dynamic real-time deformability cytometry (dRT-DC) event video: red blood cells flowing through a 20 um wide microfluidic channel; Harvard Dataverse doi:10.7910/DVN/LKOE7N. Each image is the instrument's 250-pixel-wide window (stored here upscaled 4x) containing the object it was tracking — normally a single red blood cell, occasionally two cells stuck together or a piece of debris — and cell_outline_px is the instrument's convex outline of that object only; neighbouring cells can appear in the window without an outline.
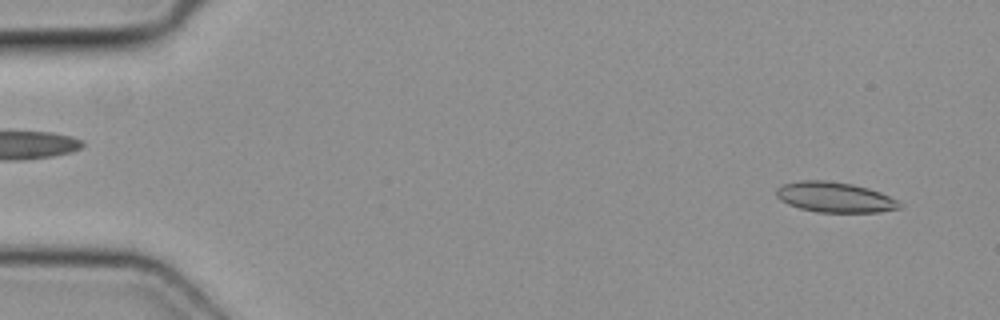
{"species": "common noctule bat (a hibernating species)", "species_latin": "Nyctalus noctula", "temperature_condition": "cold", "stored_images_in_passage": 45, "camera_frame_rate_fps": 3000, "um_per_image_px": 0.085, "animal": {"sex": "female", "body_mass_g": 19.3, "forearm_length_mm": 54.1}, "frame": {"image": 1, "passage_image": 3, "time_ms": 0.667, "image_size_px": [1000, 320], "cell_outline_px": [[904, 204], [900, 208], [880, 212], [816, 212], [800, 208], [788, 204], [780, 200], [776, 196], [776, 188], [784, 184], [800, 180], [828, 180], [852, 184], [868, 188], [880, 192]], "centroid_in_image_um": [70.95, 16.76], "position_along_channel_um": 14.1, "area_um2": 21.79}}
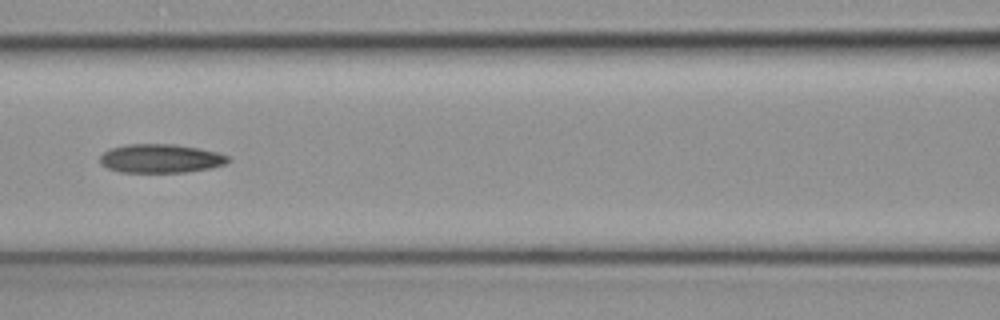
{"frame": {"image": 2, "passage_image": 22, "time_ms": 7.0, "image_size_px": [1000, 320], "cell_outline_px": [[232, 160], [224, 164], [212, 168], [184, 172], [120, 172], [108, 168], [100, 164], [100, 156], [104, 152], [112, 148], [128, 144], [172, 144], [196, 148], [216, 152], [228, 156]], "centroid_in_image_um": [13.65, 13.48], "position_along_channel_um": 152.9, "area_um2": 21.33}}
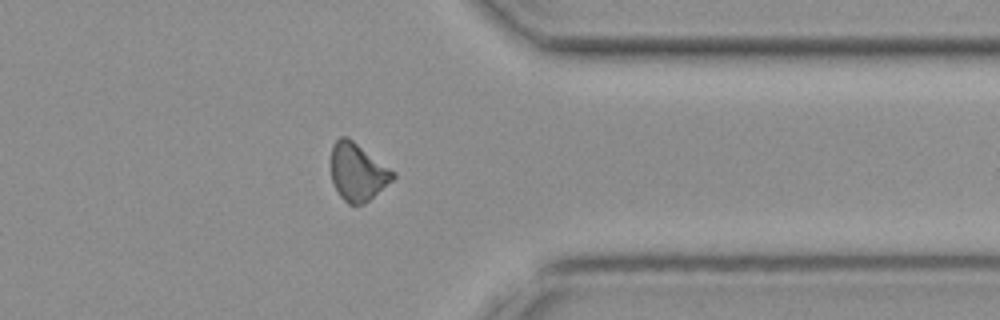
{"frame": {"image": 3, "passage_image": 39, "time_ms": 12.667, "image_size_px": [1000, 320], "cell_outline_px": [[396, 176], [392, 180], [364, 204], [348, 204], [340, 196], [332, 180], [332, 144], [340, 136], [348, 136], [396, 172]], "centroid_in_image_um": [30.41, 14.59], "position_along_channel_um": 381.0, "area_um2": 20.63}}